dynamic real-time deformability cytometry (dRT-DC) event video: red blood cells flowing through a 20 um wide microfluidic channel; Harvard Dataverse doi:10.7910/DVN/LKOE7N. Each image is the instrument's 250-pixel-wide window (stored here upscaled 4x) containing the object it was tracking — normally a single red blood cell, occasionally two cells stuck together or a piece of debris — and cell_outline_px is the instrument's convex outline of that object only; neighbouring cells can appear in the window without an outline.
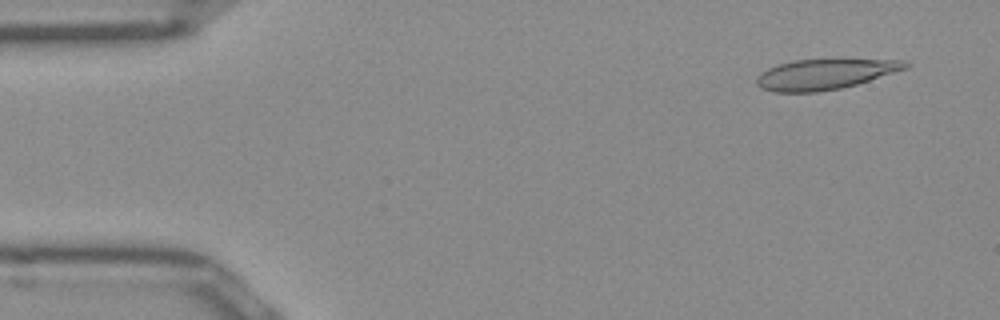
{"species": "Egyptian fruit bat (a non-hibernating species)", "species_latin": "Rousettus aegyptiacus", "temperature_condition": "room temperature", "stored_images_in_passage": 49, "camera_frame_rate_fps": 3000, "um_per_image_px": 0.085, "frame": {"image": 1, "passage_image": 3, "time_ms": 0.667, "image_size_px": [1000, 320], "cell_outline_px": [[912, 64], [908, 68], [856, 84], [840, 88], [816, 92], [772, 92], [760, 88], [756, 84], [756, 80], [760, 72], [776, 64], [796, 60], [836, 56], [904, 60]], "centroid_in_image_um": [70.17, 6.24], "position_along_channel_um": 14.8, "area_um2": 27.69}}
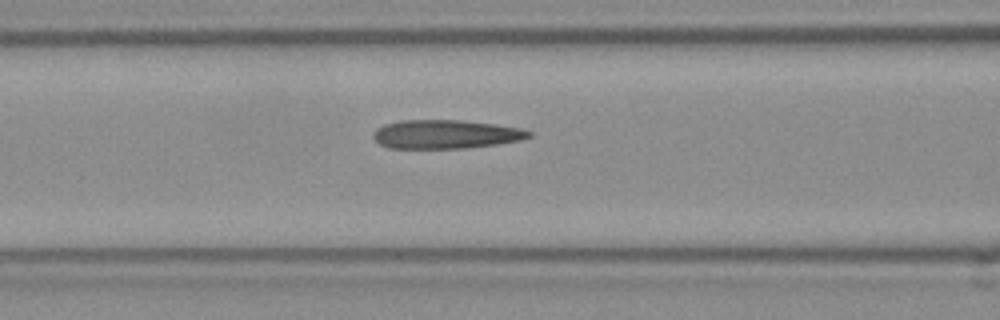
{"frame": {"image": 2, "passage_image": 19, "time_ms": 6.0, "image_size_px": [1000, 320], "cell_outline_px": [[532, 136], [520, 140], [496, 144], [468, 148], [388, 148], [380, 144], [372, 136], [372, 132], [376, 128], [384, 124], [400, 120], [460, 120], [492, 124], [520, 128], [532, 132]], "centroid_in_image_um": [37.84, 11.41], "position_along_channel_um": 128.8, "area_um2": 26.07}}
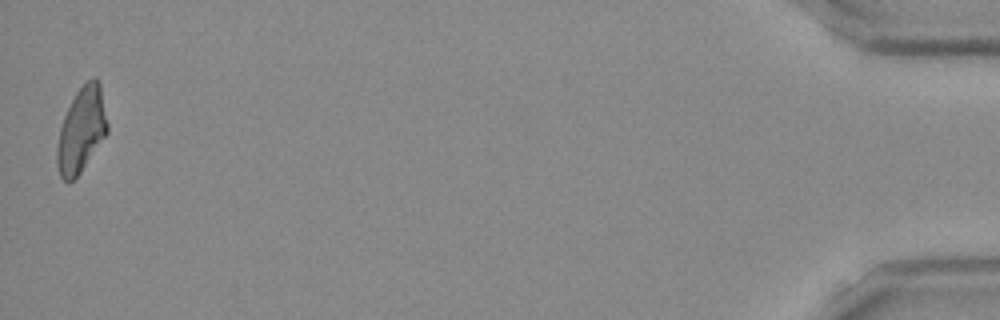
{"frame": {"image": 3, "passage_image": 49, "time_ms": 16.0, "image_size_px": [1000, 320], "cell_outline_px": [[108, 132], [80, 172], [68, 184], [60, 176], [56, 164], [56, 148], [60, 128], [64, 116], [76, 92], [92, 76], [96, 76], [100, 84], [108, 124]], "centroid_in_image_um": [6.91, 11.05], "position_along_channel_um": 428.3, "area_um2": 24.74}, "authors_computed_cell_mechanics": {"area_um2": 26.0678, "velocity_mm_per_s": 3.9835, "shape_relaxation_time_tau1_ms": null, "shape_relaxation_time_tau2_ms": 2.7632, "deformation_change_tau1": null, "deformation_change_tau2": 0.1443}}